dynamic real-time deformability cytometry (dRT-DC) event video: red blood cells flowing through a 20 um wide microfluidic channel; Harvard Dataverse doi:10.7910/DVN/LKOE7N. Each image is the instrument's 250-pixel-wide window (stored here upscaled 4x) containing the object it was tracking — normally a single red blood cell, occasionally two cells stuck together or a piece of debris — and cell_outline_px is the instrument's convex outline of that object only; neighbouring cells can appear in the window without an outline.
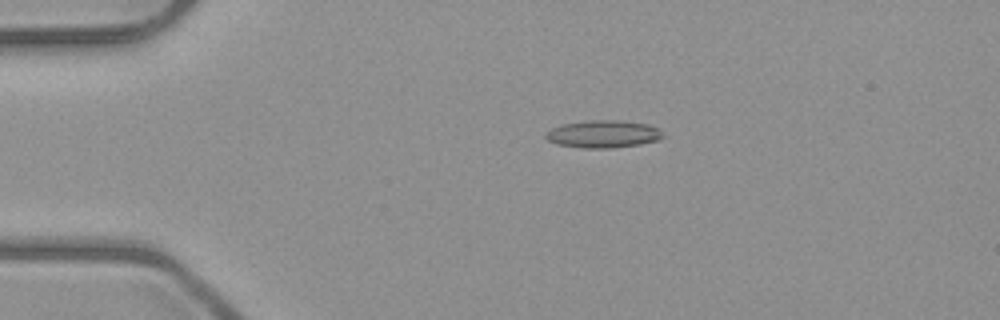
{"species": "common noctule bat (a hibernating species)", "species_latin": "Nyctalus noctula", "temperature_condition": "room temperature", "stored_images_in_passage": 5, "camera_frame_rate_fps": 3000, "um_per_image_px": 0.085, "animal": {"sex": "male", "body_mass_g": 23.1, "forearm_length_mm": 52.7}, "frame": {"image": 1, "passage_image": 4, "time_ms": 3.667, "image_size_px": [1000, 320], "cell_outline_px": [[664, 136], [656, 140], [640, 144], [612, 148], [580, 148], [556, 144], [548, 140], [544, 136], [552, 128], [564, 124], [592, 120], [616, 120], [648, 124], [656, 128]], "centroid_in_image_um": [51.24, 11.4], "position_along_channel_um": 33.8, "area_um2": 18.5}}